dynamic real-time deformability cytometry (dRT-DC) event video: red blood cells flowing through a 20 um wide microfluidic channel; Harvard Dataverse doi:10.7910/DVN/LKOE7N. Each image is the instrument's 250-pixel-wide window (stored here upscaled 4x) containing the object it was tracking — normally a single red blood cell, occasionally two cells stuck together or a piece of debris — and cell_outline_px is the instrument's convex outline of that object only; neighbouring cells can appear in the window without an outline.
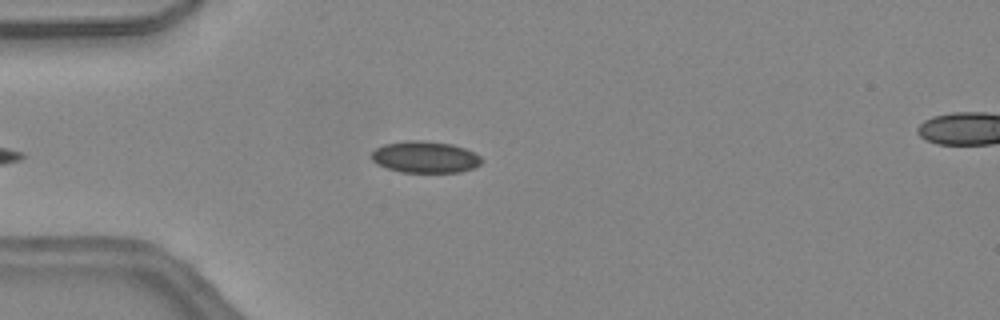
{"species": "common noctule bat (a hibernating species)", "species_latin": "Nyctalus noctula", "temperature_condition": "warm", "stored_images_in_passage": 27, "camera_frame_rate_fps": 3000, "um_per_image_px": 0.085, "animal": {"sex": "female", "body_mass_g": 24.6, "forearm_length_mm": 56.2}, "frame": {"image": 1, "passage_image": 2, "time_ms": 0.333, "image_size_px": [1000, 320], "cell_outline_px": [[480, 164], [472, 168], [460, 172], [400, 172], [376, 164], [372, 160], [372, 152], [376, 148], [384, 144], [404, 140], [424, 140], [452, 144], [464, 148], [480, 156]], "centroid_in_image_um": [36.09, 13.34], "position_along_channel_um": 48.9, "area_um2": 20.23}}
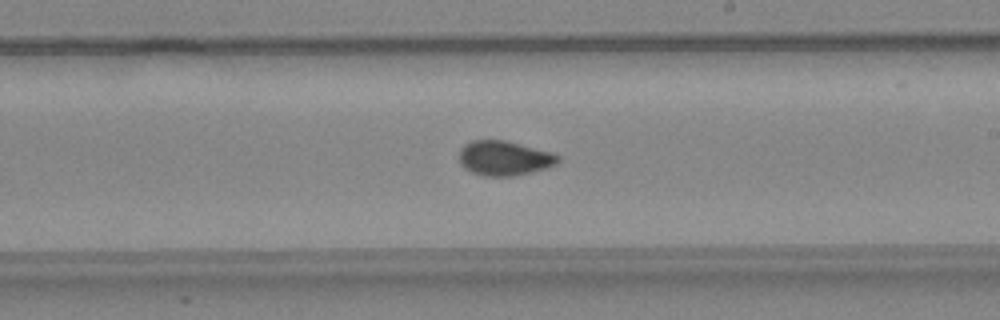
{"frame": {"image": 2, "passage_image": 16, "time_ms": 5.0, "image_size_px": [1000, 320], "cell_outline_px": [[560, 160], [556, 164], [544, 168], [512, 176], [484, 176], [472, 172], [464, 168], [460, 164], [460, 148], [464, 144], [472, 140], [504, 140], [552, 152], [560, 156]], "centroid_in_image_um": [42.84, 13.43], "position_along_channel_um": 246.2, "area_um2": 19.83}}
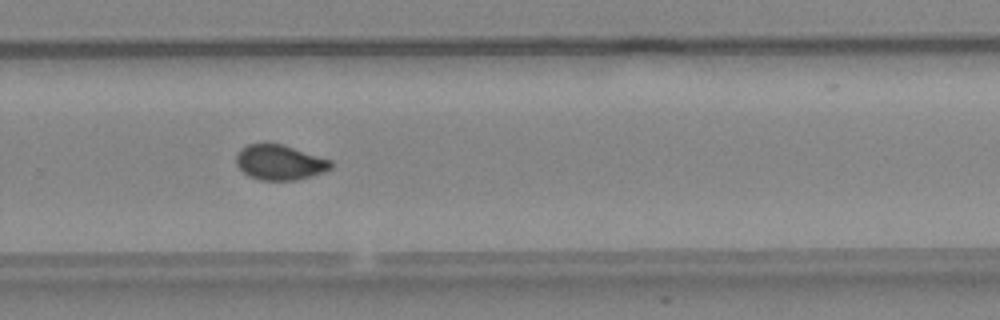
{"frame": {"image": 3, "passage_image": 20, "time_ms": 6.333, "image_size_px": [1000, 320], "cell_outline_px": [[332, 168], [324, 172], [312, 176], [296, 180], [260, 180], [248, 176], [236, 164], [236, 152], [240, 148], [248, 144], [284, 144], [332, 160]], "centroid_in_image_um": [23.78, 13.8], "position_along_channel_um": 306.0, "area_um2": 19.54}, "authors_computed_cell_mechanics": {"area_um2": 20.23, "velocity_mm_per_s": 4.5251, "shape_relaxation_time_tau1_ms": null, "shape_relaxation_time_tau2_ms": 1.0044, "deformation_change_tau1": null, "deformation_change_tau2": 0.0413}}